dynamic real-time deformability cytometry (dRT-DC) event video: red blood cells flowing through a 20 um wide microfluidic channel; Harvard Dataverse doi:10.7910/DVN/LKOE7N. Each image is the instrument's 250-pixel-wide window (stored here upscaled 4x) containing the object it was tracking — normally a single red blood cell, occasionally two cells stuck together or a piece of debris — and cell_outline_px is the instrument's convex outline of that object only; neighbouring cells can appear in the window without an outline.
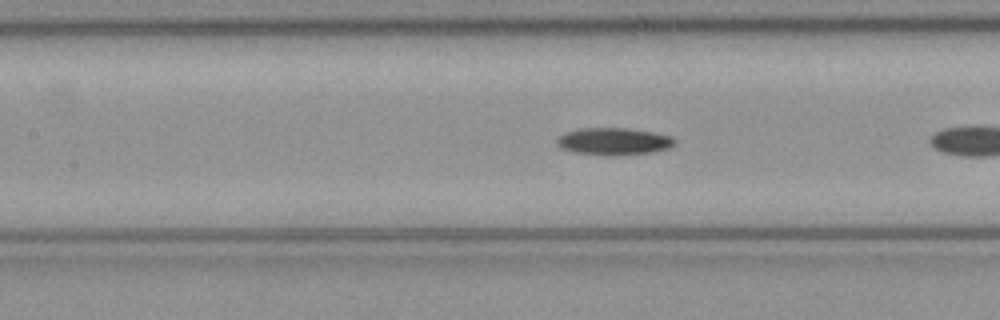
{"species": "common noctule bat (a hibernating species)", "species_latin": "Nyctalus noctula", "temperature_condition": "cold", "stored_images_in_passage": 6, "camera_frame_rate_fps": 3000, "um_per_image_px": 0.085, "animal": {"sex": "female", "body_mass_g": 21.9}, "frame": {"image": 1, "passage_image": 5, "time_ms": 1.333, "image_size_px": [1000, 320], "cell_outline_px": [[676, 144], [672, 148], [652, 152], [616, 156], [608, 156], [572, 152], [560, 148], [556, 144], [556, 140], [564, 132], [580, 128], [628, 128], [652, 132], [672, 136], [676, 140]], "centroid_in_image_um": [52.18, 12.03], "position_along_channel_um": 155.2, "area_um2": 19.07}}